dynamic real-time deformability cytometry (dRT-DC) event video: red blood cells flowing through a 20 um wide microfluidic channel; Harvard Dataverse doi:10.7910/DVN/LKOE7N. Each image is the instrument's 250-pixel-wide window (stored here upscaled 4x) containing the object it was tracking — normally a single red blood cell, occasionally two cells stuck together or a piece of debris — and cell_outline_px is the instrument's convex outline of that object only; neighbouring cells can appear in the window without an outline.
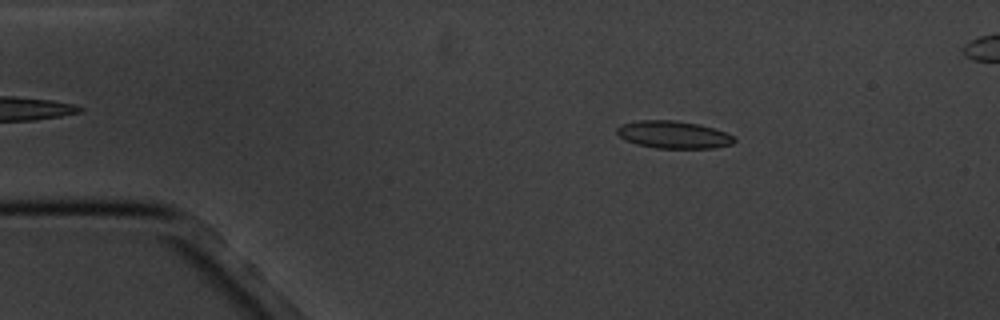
{"species": "common noctule bat (a hibernating species)", "species_latin": "Nyctalus noctula", "temperature_condition": "cold", "stored_images_in_passage": 5, "camera_frame_rate_fps": 3000, "um_per_image_px": 0.085, "animal": {"sex": "male", "body_mass_g": 20.1, "forearm_length_mm": 53.5}, "frame": {"image": 1, "passage_image": 2, "time_ms": 1.0, "image_size_px": [1000, 320], "cell_outline_px": [[736, 140], [732, 144], [712, 148], [656, 148], [636, 144], [624, 140], [616, 132], [616, 128], [620, 124], [636, 120], [672, 120], [700, 124], [724, 132], [732, 136]], "centroid_in_image_um": [57.19, 11.44], "position_along_channel_um": 27.8, "area_um2": 18.79}}